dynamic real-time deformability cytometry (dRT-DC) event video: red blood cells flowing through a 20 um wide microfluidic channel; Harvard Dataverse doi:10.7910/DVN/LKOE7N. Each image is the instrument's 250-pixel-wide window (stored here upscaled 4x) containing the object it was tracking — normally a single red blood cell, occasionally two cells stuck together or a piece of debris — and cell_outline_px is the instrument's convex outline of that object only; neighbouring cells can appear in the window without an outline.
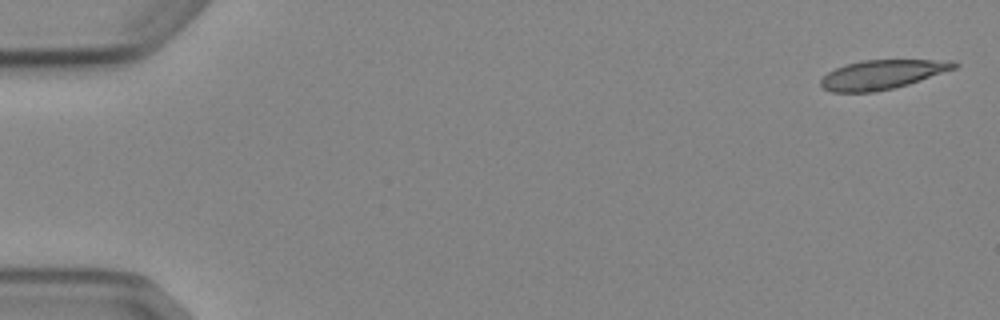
{"species": "Egyptian fruit bat (a non-hibernating species)", "species_latin": "Rousettus aegyptiacus", "temperature_condition": "cold", "stored_images_in_passage": 5, "camera_frame_rate_fps": 3000, "um_per_image_px": 0.085, "animal": {"sex": "female"}, "frame": {"image": 1, "passage_image": 1, "time_ms": 0.0, "image_size_px": [1000, 320], "cell_outline_px": [[960, 64], [956, 68], [908, 84], [876, 92], [832, 92], [824, 88], [820, 84], [820, 80], [828, 72], [844, 64], [860, 60], [956, 60]], "centroid_in_image_um": [74.99, 6.32], "position_along_channel_um": 10.0, "area_um2": 22.72}}
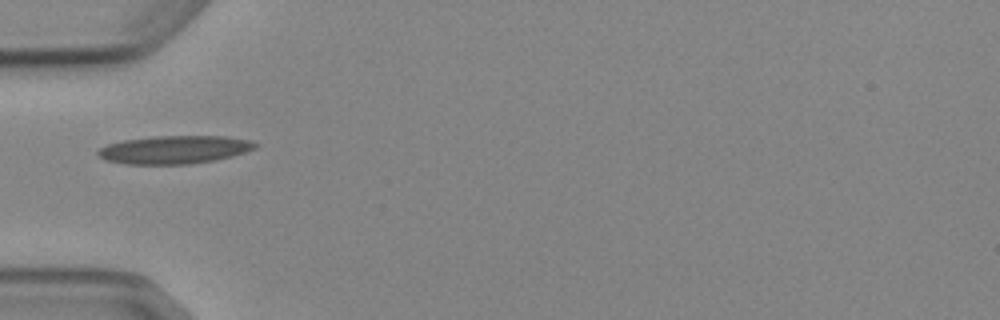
{"frame": {"image": 2, "passage_image": 5, "time_ms": 5.333, "image_size_px": [1000, 320], "cell_outline_px": [[260, 144], [256, 148], [232, 156], [216, 160], [188, 164], [124, 164], [104, 160], [96, 152], [100, 148], [108, 144], [124, 140], [156, 136], [228, 136], [252, 140]], "centroid_in_image_um": [14.86, 12.72], "position_along_channel_um": 70.1, "area_um2": 25.89}}